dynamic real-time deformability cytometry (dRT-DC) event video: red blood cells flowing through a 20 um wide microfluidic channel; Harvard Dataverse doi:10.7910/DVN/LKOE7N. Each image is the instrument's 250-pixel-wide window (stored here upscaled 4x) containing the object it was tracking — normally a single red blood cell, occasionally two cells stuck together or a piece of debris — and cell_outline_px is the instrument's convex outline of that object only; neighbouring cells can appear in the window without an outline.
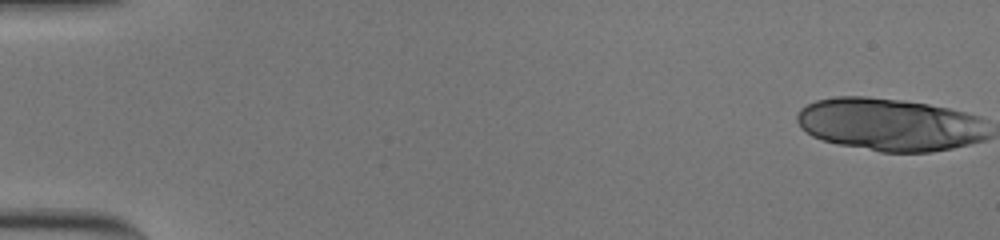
{"species": "human", "species_latin": "Homo sapiens", "temperature_condition": "cold", "stored_images_in_passage": 19, "camera_frame_rate_fps": 3000, "um_per_image_px": 0.085, "donor": {"sex": "male"}, "frame": {"image": 1, "passage_image": 1, "time_ms": 0.0, "image_size_px": [1000, 240], "cell_outline_px": [[976, 140], [948, 148], [924, 152], [888, 152], [824, 140], [808, 132], [800, 124], [800, 112], [804, 108], [820, 100], [888, 100], [924, 104], [956, 112], [976, 136]], "centroid_in_image_um": [75.31, 10.64], "position_along_channel_um": 9.7, "area_um2": 51.56}}